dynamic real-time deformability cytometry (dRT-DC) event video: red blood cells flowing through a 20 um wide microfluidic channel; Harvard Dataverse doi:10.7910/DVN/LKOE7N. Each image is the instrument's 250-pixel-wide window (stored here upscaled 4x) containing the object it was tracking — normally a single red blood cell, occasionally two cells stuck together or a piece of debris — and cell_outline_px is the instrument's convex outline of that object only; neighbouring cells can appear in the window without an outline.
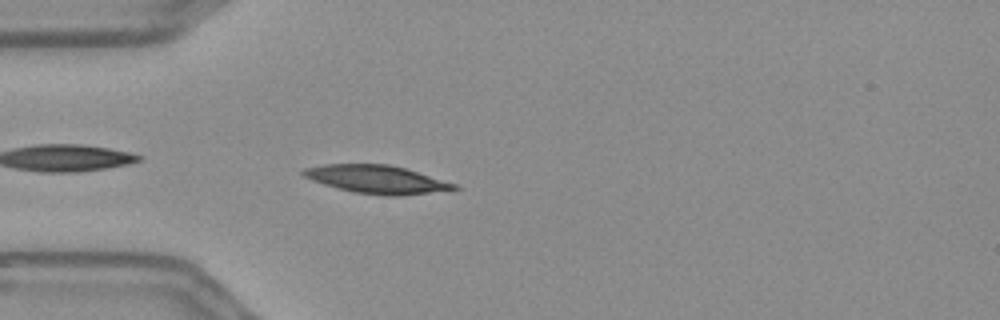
{"species": "Egyptian fruit bat (a non-hibernating species)", "species_latin": "Rousettus aegyptiacus", "temperature_condition": "warm", "stored_images_in_passage": 46, "camera_frame_rate_fps": 3000, "um_per_image_px": 0.085, "frame": {"image": 1, "passage_image": 6, "time_ms": 1.667, "image_size_px": [1000, 320], "cell_outline_px": [[460, 188], [396, 196], [388, 196], [352, 192], [324, 184], [312, 180], [304, 176], [300, 172], [304, 168], [324, 164], [388, 164], [404, 168], [456, 184]], "centroid_in_image_um": [31.95, 15.24], "position_along_channel_um": 53.0, "area_um2": 24.28}}
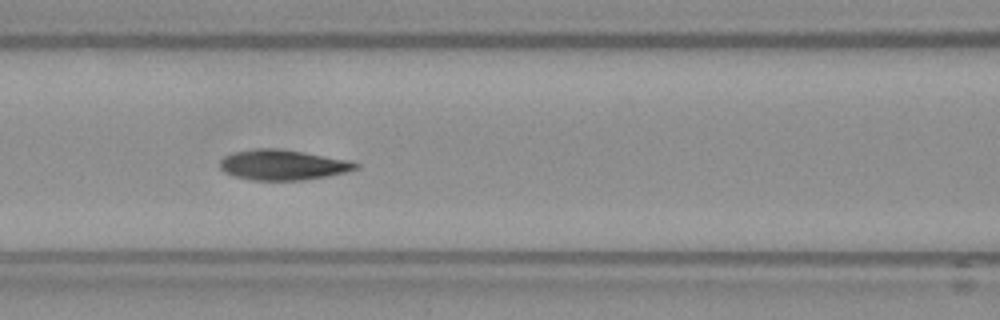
{"frame": {"image": 2, "passage_image": 14, "time_ms": 4.333, "image_size_px": [1000, 320], "cell_outline_px": [[360, 168], [328, 176], [304, 180], [252, 180], [236, 176], [224, 172], [220, 168], [220, 160], [224, 156], [232, 152], [256, 148], [280, 148], [352, 160], [360, 164]], "centroid_in_image_um": [24.07, 14.0], "position_along_channel_um": 142.5, "area_um2": 24.22}}
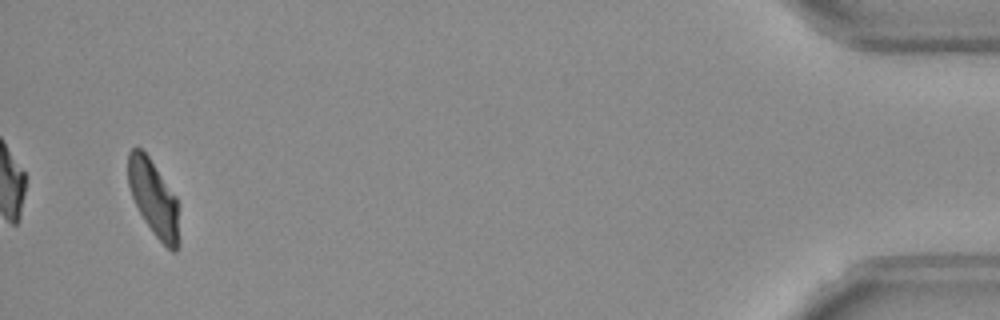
{"frame": {"image": 3, "passage_image": 44, "time_ms": 14.333, "image_size_px": [1000, 320], "cell_outline_px": [[176, 252], [172, 252], [152, 232], [144, 220], [132, 196], [128, 184], [128, 152], [132, 148], [140, 148], [148, 156], [176, 196]], "centroid_in_image_um": [13.0, 16.77], "position_along_channel_um": 422.2, "area_um2": 21.56}, "authors_computed_cell_mechanics": {"area_um2": 23.9292, "velocity_mm_per_s": 3.6287, "shape_relaxation_time_tau1_ms": 3.2561, "shape_relaxation_time_tau2_ms": 2.1074, "deformation_change_tau1": 0.1434, "deformation_change_tau2": 0.0598}}